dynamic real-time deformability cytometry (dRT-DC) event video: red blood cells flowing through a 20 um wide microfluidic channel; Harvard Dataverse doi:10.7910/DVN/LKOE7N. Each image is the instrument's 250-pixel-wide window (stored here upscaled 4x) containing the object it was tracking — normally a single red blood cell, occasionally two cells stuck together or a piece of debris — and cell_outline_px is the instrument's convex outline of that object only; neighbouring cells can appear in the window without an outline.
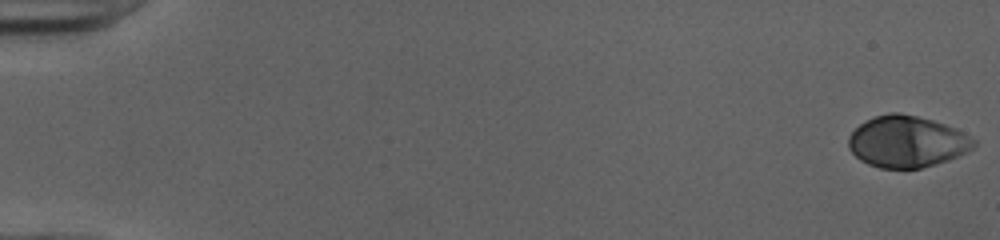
{"species": "human", "species_latin": "Homo sapiens", "temperature_condition": "cold", "stored_images_in_passage": 52, "camera_frame_rate_fps": 3000, "um_per_image_px": 0.085, "donor": {"sex": "female"}, "frame": {"image": 1, "passage_image": 1, "time_ms": 0.0, "image_size_px": [1000, 240], "cell_outline_px": [[976, 144], [972, 148], [948, 160], [936, 164], [920, 168], [880, 168], [868, 164], [860, 160], [848, 148], [848, 136], [864, 120], [872, 116], [888, 112], [900, 112], [932, 120], [956, 128], [976, 140]], "centroid_in_image_um": [77.05, 12.02], "position_along_channel_um": 8.0, "area_um2": 37.63}}
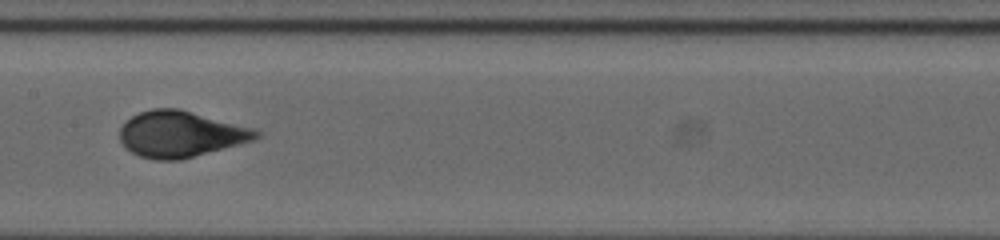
{"frame": {"image": 2, "passage_image": 28, "time_ms": 9.0, "image_size_px": [1000, 240], "cell_outline_px": [[264, 132], [260, 136], [252, 140], [180, 160], [156, 160], [140, 156], [124, 148], [120, 140], [120, 128], [132, 116], [140, 112], [152, 108], [180, 108], [256, 128]], "centroid_in_image_um": [15.37, 11.38], "position_along_channel_um": 192.0, "area_um2": 36.76}}
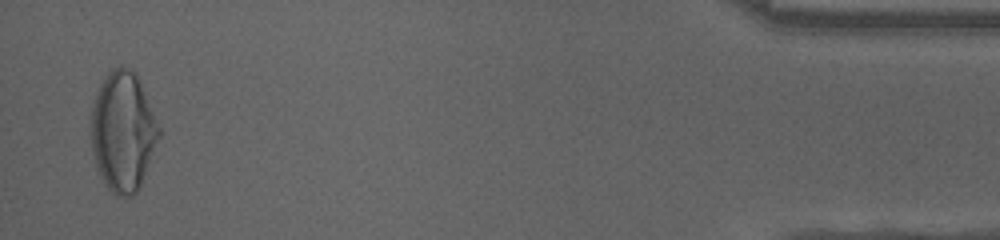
{"frame": {"image": 3, "passage_image": 51, "time_ms": 16.667, "image_size_px": [1000, 240], "cell_outline_px": [[160, 136], [140, 188], [132, 196], [116, 196], [104, 184], [96, 168], [88, 136], [92, 104], [96, 92], [100, 84], [108, 72], [112, 68], [120, 64], [136, 72], [140, 80], [160, 128]], "centroid_in_image_um": [10.42, 11.17], "position_along_channel_um": 424.8, "area_um2": 48.32}, "authors_computed_cell_mechanics": {"area_um2": 36.5874, "velocity_mm_per_s": 4.0126, "shape_relaxation_time_tau1_ms": 5.7405, "shape_relaxation_time_tau2_ms": null, "deformation_change_tau1": 0.2348, "deformation_change_tau2": null}}